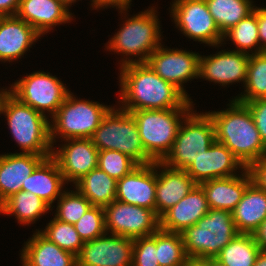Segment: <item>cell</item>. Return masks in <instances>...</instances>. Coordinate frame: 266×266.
<instances>
[{
	"label": "cell",
	"mask_w": 266,
	"mask_h": 266,
	"mask_svg": "<svg viewBox=\"0 0 266 266\" xmlns=\"http://www.w3.org/2000/svg\"><path fill=\"white\" fill-rule=\"evenodd\" d=\"M119 106L131 112L136 110H164L195 108L193 101L172 83L156 74L146 62L130 63L120 67ZM122 105V106H121Z\"/></svg>",
	"instance_id": "1"
},
{
	"label": "cell",
	"mask_w": 266,
	"mask_h": 266,
	"mask_svg": "<svg viewBox=\"0 0 266 266\" xmlns=\"http://www.w3.org/2000/svg\"><path fill=\"white\" fill-rule=\"evenodd\" d=\"M226 110L208 111L215 125L216 141L224 144L247 167L266 156V146L249 108L235 99Z\"/></svg>",
	"instance_id": "2"
},
{
	"label": "cell",
	"mask_w": 266,
	"mask_h": 266,
	"mask_svg": "<svg viewBox=\"0 0 266 266\" xmlns=\"http://www.w3.org/2000/svg\"><path fill=\"white\" fill-rule=\"evenodd\" d=\"M24 154L52 155L50 120L29 105L20 102L8 90L0 93V115Z\"/></svg>",
	"instance_id": "3"
},
{
	"label": "cell",
	"mask_w": 266,
	"mask_h": 266,
	"mask_svg": "<svg viewBox=\"0 0 266 266\" xmlns=\"http://www.w3.org/2000/svg\"><path fill=\"white\" fill-rule=\"evenodd\" d=\"M154 7L125 20L120 30L106 44L109 51L122 54L120 67L130 63L146 62L161 45V27ZM125 54V55H124ZM137 56V59H130ZM129 56V57H127Z\"/></svg>",
	"instance_id": "4"
},
{
	"label": "cell",
	"mask_w": 266,
	"mask_h": 266,
	"mask_svg": "<svg viewBox=\"0 0 266 266\" xmlns=\"http://www.w3.org/2000/svg\"><path fill=\"white\" fill-rule=\"evenodd\" d=\"M239 232L232 218V212L209 209L195 225L186 228L182 239L189 258H215Z\"/></svg>",
	"instance_id": "5"
},
{
	"label": "cell",
	"mask_w": 266,
	"mask_h": 266,
	"mask_svg": "<svg viewBox=\"0 0 266 266\" xmlns=\"http://www.w3.org/2000/svg\"><path fill=\"white\" fill-rule=\"evenodd\" d=\"M90 139L99 151H119L138 165L155 162L142 145L134 117L120 107L115 109L113 106L108 111Z\"/></svg>",
	"instance_id": "6"
},
{
	"label": "cell",
	"mask_w": 266,
	"mask_h": 266,
	"mask_svg": "<svg viewBox=\"0 0 266 266\" xmlns=\"http://www.w3.org/2000/svg\"><path fill=\"white\" fill-rule=\"evenodd\" d=\"M192 109L171 108L130 112L137 123L142 145L155 162L162 161L170 152L182 120Z\"/></svg>",
	"instance_id": "7"
},
{
	"label": "cell",
	"mask_w": 266,
	"mask_h": 266,
	"mask_svg": "<svg viewBox=\"0 0 266 266\" xmlns=\"http://www.w3.org/2000/svg\"><path fill=\"white\" fill-rule=\"evenodd\" d=\"M112 108L96 101L76 99L72 92L49 120L50 141L56 145L55 138H91L104 116ZM58 136V137H57Z\"/></svg>",
	"instance_id": "8"
},
{
	"label": "cell",
	"mask_w": 266,
	"mask_h": 266,
	"mask_svg": "<svg viewBox=\"0 0 266 266\" xmlns=\"http://www.w3.org/2000/svg\"><path fill=\"white\" fill-rule=\"evenodd\" d=\"M215 140V125L208 112L198 114L192 109L184 117L170 152L161 162L186 170Z\"/></svg>",
	"instance_id": "9"
},
{
	"label": "cell",
	"mask_w": 266,
	"mask_h": 266,
	"mask_svg": "<svg viewBox=\"0 0 266 266\" xmlns=\"http://www.w3.org/2000/svg\"><path fill=\"white\" fill-rule=\"evenodd\" d=\"M8 91L20 102L52 118L70 93L66 85L49 72L35 71L14 82ZM50 112V113H49Z\"/></svg>",
	"instance_id": "10"
},
{
	"label": "cell",
	"mask_w": 266,
	"mask_h": 266,
	"mask_svg": "<svg viewBox=\"0 0 266 266\" xmlns=\"http://www.w3.org/2000/svg\"><path fill=\"white\" fill-rule=\"evenodd\" d=\"M170 9L176 27L186 37L212 47L224 44L205 0H174Z\"/></svg>",
	"instance_id": "11"
},
{
	"label": "cell",
	"mask_w": 266,
	"mask_h": 266,
	"mask_svg": "<svg viewBox=\"0 0 266 266\" xmlns=\"http://www.w3.org/2000/svg\"><path fill=\"white\" fill-rule=\"evenodd\" d=\"M106 233L130 238L147 237L160 228L154 210L118 200L103 207Z\"/></svg>",
	"instance_id": "12"
},
{
	"label": "cell",
	"mask_w": 266,
	"mask_h": 266,
	"mask_svg": "<svg viewBox=\"0 0 266 266\" xmlns=\"http://www.w3.org/2000/svg\"><path fill=\"white\" fill-rule=\"evenodd\" d=\"M146 63L165 81L181 90L188 98L184 84L199 78L200 54L180 49L164 48L162 44L152 52Z\"/></svg>",
	"instance_id": "13"
},
{
	"label": "cell",
	"mask_w": 266,
	"mask_h": 266,
	"mask_svg": "<svg viewBox=\"0 0 266 266\" xmlns=\"http://www.w3.org/2000/svg\"><path fill=\"white\" fill-rule=\"evenodd\" d=\"M134 239L105 233L84 242L77 266H132Z\"/></svg>",
	"instance_id": "14"
},
{
	"label": "cell",
	"mask_w": 266,
	"mask_h": 266,
	"mask_svg": "<svg viewBox=\"0 0 266 266\" xmlns=\"http://www.w3.org/2000/svg\"><path fill=\"white\" fill-rule=\"evenodd\" d=\"M66 144L60 149H52L51 157L67 182L75 184L91 170L98 167L99 150L90 138H71L63 140Z\"/></svg>",
	"instance_id": "15"
},
{
	"label": "cell",
	"mask_w": 266,
	"mask_h": 266,
	"mask_svg": "<svg viewBox=\"0 0 266 266\" xmlns=\"http://www.w3.org/2000/svg\"><path fill=\"white\" fill-rule=\"evenodd\" d=\"M249 57L247 53L226 49L209 56L200 55L199 78L221 86L245 84Z\"/></svg>",
	"instance_id": "16"
},
{
	"label": "cell",
	"mask_w": 266,
	"mask_h": 266,
	"mask_svg": "<svg viewBox=\"0 0 266 266\" xmlns=\"http://www.w3.org/2000/svg\"><path fill=\"white\" fill-rule=\"evenodd\" d=\"M245 169L246 167L224 144L215 140L185 171L197 184H200L211 179L238 175L237 170Z\"/></svg>",
	"instance_id": "17"
},
{
	"label": "cell",
	"mask_w": 266,
	"mask_h": 266,
	"mask_svg": "<svg viewBox=\"0 0 266 266\" xmlns=\"http://www.w3.org/2000/svg\"><path fill=\"white\" fill-rule=\"evenodd\" d=\"M156 162L138 165L117 180L116 200L155 211Z\"/></svg>",
	"instance_id": "18"
},
{
	"label": "cell",
	"mask_w": 266,
	"mask_h": 266,
	"mask_svg": "<svg viewBox=\"0 0 266 266\" xmlns=\"http://www.w3.org/2000/svg\"><path fill=\"white\" fill-rule=\"evenodd\" d=\"M196 185L197 183L185 170L171 168L161 161H156L155 213L157 216L160 218Z\"/></svg>",
	"instance_id": "19"
},
{
	"label": "cell",
	"mask_w": 266,
	"mask_h": 266,
	"mask_svg": "<svg viewBox=\"0 0 266 266\" xmlns=\"http://www.w3.org/2000/svg\"><path fill=\"white\" fill-rule=\"evenodd\" d=\"M51 155L7 153L0 155V205L18 193L34 169Z\"/></svg>",
	"instance_id": "20"
},
{
	"label": "cell",
	"mask_w": 266,
	"mask_h": 266,
	"mask_svg": "<svg viewBox=\"0 0 266 266\" xmlns=\"http://www.w3.org/2000/svg\"><path fill=\"white\" fill-rule=\"evenodd\" d=\"M209 209L205 192L197 184L184 198L160 217V229L182 233L186 228L195 225L209 212Z\"/></svg>",
	"instance_id": "21"
},
{
	"label": "cell",
	"mask_w": 266,
	"mask_h": 266,
	"mask_svg": "<svg viewBox=\"0 0 266 266\" xmlns=\"http://www.w3.org/2000/svg\"><path fill=\"white\" fill-rule=\"evenodd\" d=\"M16 16L32 26L41 36L56 25L71 22L73 19L69 8L60 0H20Z\"/></svg>",
	"instance_id": "22"
},
{
	"label": "cell",
	"mask_w": 266,
	"mask_h": 266,
	"mask_svg": "<svg viewBox=\"0 0 266 266\" xmlns=\"http://www.w3.org/2000/svg\"><path fill=\"white\" fill-rule=\"evenodd\" d=\"M40 36L32 26L17 16H1L0 61L13 62L21 58Z\"/></svg>",
	"instance_id": "23"
},
{
	"label": "cell",
	"mask_w": 266,
	"mask_h": 266,
	"mask_svg": "<svg viewBox=\"0 0 266 266\" xmlns=\"http://www.w3.org/2000/svg\"><path fill=\"white\" fill-rule=\"evenodd\" d=\"M239 173L241 175L211 179L199 184L205 192L210 209L233 211L251 183L247 169Z\"/></svg>",
	"instance_id": "24"
},
{
	"label": "cell",
	"mask_w": 266,
	"mask_h": 266,
	"mask_svg": "<svg viewBox=\"0 0 266 266\" xmlns=\"http://www.w3.org/2000/svg\"><path fill=\"white\" fill-rule=\"evenodd\" d=\"M21 250L22 266H77L76 256L49 241L37 229Z\"/></svg>",
	"instance_id": "25"
},
{
	"label": "cell",
	"mask_w": 266,
	"mask_h": 266,
	"mask_svg": "<svg viewBox=\"0 0 266 266\" xmlns=\"http://www.w3.org/2000/svg\"><path fill=\"white\" fill-rule=\"evenodd\" d=\"M65 184L57 162L48 157L34 169L21 190L35 194L52 207L55 200L65 191L62 190Z\"/></svg>",
	"instance_id": "26"
},
{
	"label": "cell",
	"mask_w": 266,
	"mask_h": 266,
	"mask_svg": "<svg viewBox=\"0 0 266 266\" xmlns=\"http://www.w3.org/2000/svg\"><path fill=\"white\" fill-rule=\"evenodd\" d=\"M239 233L253 234L266 219V192L250 183L232 211Z\"/></svg>",
	"instance_id": "27"
},
{
	"label": "cell",
	"mask_w": 266,
	"mask_h": 266,
	"mask_svg": "<svg viewBox=\"0 0 266 266\" xmlns=\"http://www.w3.org/2000/svg\"><path fill=\"white\" fill-rule=\"evenodd\" d=\"M74 185L94 206L104 207L116 200L117 180L99 167L91 170Z\"/></svg>",
	"instance_id": "28"
},
{
	"label": "cell",
	"mask_w": 266,
	"mask_h": 266,
	"mask_svg": "<svg viewBox=\"0 0 266 266\" xmlns=\"http://www.w3.org/2000/svg\"><path fill=\"white\" fill-rule=\"evenodd\" d=\"M46 202L33 193L20 190L11 195L0 205V213L14 215L18 223L28 225L35 223L41 215L52 210Z\"/></svg>",
	"instance_id": "29"
},
{
	"label": "cell",
	"mask_w": 266,
	"mask_h": 266,
	"mask_svg": "<svg viewBox=\"0 0 266 266\" xmlns=\"http://www.w3.org/2000/svg\"><path fill=\"white\" fill-rule=\"evenodd\" d=\"M220 32L224 34L254 11L252 0H205Z\"/></svg>",
	"instance_id": "30"
},
{
	"label": "cell",
	"mask_w": 266,
	"mask_h": 266,
	"mask_svg": "<svg viewBox=\"0 0 266 266\" xmlns=\"http://www.w3.org/2000/svg\"><path fill=\"white\" fill-rule=\"evenodd\" d=\"M260 251L253 234L239 233L215 259L226 266H254Z\"/></svg>",
	"instance_id": "31"
},
{
	"label": "cell",
	"mask_w": 266,
	"mask_h": 266,
	"mask_svg": "<svg viewBox=\"0 0 266 266\" xmlns=\"http://www.w3.org/2000/svg\"><path fill=\"white\" fill-rule=\"evenodd\" d=\"M229 39L231 40L236 49L234 51L244 52L250 55L253 52H264L260 48L259 34H258V22H257V6L254 11L247 17L240 20L235 26L229 29L223 34V42ZM254 49L255 51H252ZM250 50L252 52H250Z\"/></svg>",
	"instance_id": "32"
},
{
	"label": "cell",
	"mask_w": 266,
	"mask_h": 266,
	"mask_svg": "<svg viewBox=\"0 0 266 266\" xmlns=\"http://www.w3.org/2000/svg\"><path fill=\"white\" fill-rule=\"evenodd\" d=\"M243 94L234 99L246 103L266 98V51L250 54Z\"/></svg>",
	"instance_id": "33"
},
{
	"label": "cell",
	"mask_w": 266,
	"mask_h": 266,
	"mask_svg": "<svg viewBox=\"0 0 266 266\" xmlns=\"http://www.w3.org/2000/svg\"><path fill=\"white\" fill-rule=\"evenodd\" d=\"M156 251L159 266H185L188 256L181 233L156 231Z\"/></svg>",
	"instance_id": "34"
},
{
	"label": "cell",
	"mask_w": 266,
	"mask_h": 266,
	"mask_svg": "<svg viewBox=\"0 0 266 266\" xmlns=\"http://www.w3.org/2000/svg\"><path fill=\"white\" fill-rule=\"evenodd\" d=\"M44 230H38L49 241L55 243L61 249L69 251L77 256L84 245L83 240L74 228L73 224L62 222L52 218Z\"/></svg>",
	"instance_id": "35"
},
{
	"label": "cell",
	"mask_w": 266,
	"mask_h": 266,
	"mask_svg": "<svg viewBox=\"0 0 266 266\" xmlns=\"http://www.w3.org/2000/svg\"><path fill=\"white\" fill-rule=\"evenodd\" d=\"M57 201L55 218L73 225L80 220L92 206L88 199L77 189L75 191H66L65 189Z\"/></svg>",
	"instance_id": "36"
},
{
	"label": "cell",
	"mask_w": 266,
	"mask_h": 266,
	"mask_svg": "<svg viewBox=\"0 0 266 266\" xmlns=\"http://www.w3.org/2000/svg\"><path fill=\"white\" fill-rule=\"evenodd\" d=\"M138 164L128 155L116 150H102L98 153V167L116 180L129 174Z\"/></svg>",
	"instance_id": "37"
},
{
	"label": "cell",
	"mask_w": 266,
	"mask_h": 266,
	"mask_svg": "<svg viewBox=\"0 0 266 266\" xmlns=\"http://www.w3.org/2000/svg\"><path fill=\"white\" fill-rule=\"evenodd\" d=\"M83 242L92 241L106 233L104 209L92 205L83 217L74 224Z\"/></svg>",
	"instance_id": "38"
},
{
	"label": "cell",
	"mask_w": 266,
	"mask_h": 266,
	"mask_svg": "<svg viewBox=\"0 0 266 266\" xmlns=\"http://www.w3.org/2000/svg\"><path fill=\"white\" fill-rule=\"evenodd\" d=\"M156 232L134 239L132 266H159L156 251Z\"/></svg>",
	"instance_id": "39"
},
{
	"label": "cell",
	"mask_w": 266,
	"mask_h": 266,
	"mask_svg": "<svg viewBox=\"0 0 266 266\" xmlns=\"http://www.w3.org/2000/svg\"><path fill=\"white\" fill-rule=\"evenodd\" d=\"M244 104L249 108L260 138L266 146V98L249 101Z\"/></svg>",
	"instance_id": "40"
},
{
	"label": "cell",
	"mask_w": 266,
	"mask_h": 266,
	"mask_svg": "<svg viewBox=\"0 0 266 266\" xmlns=\"http://www.w3.org/2000/svg\"><path fill=\"white\" fill-rule=\"evenodd\" d=\"M246 169L250 175L251 183L266 192V156L250 163Z\"/></svg>",
	"instance_id": "41"
},
{
	"label": "cell",
	"mask_w": 266,
	"mask_h": 266,
	"mask_svg": "<svg viewBox=\"0 0 266 266\" xmlns=\"http://www.w3.org/2000/svg\"><path fill=\"white\" fill-rule=\"evenodd\" d=\"M257 22L260 48L266 51V8L257 7Z\"/></svg>",
	"instance_id": "42"
},
{
	"label": "cell",
	"mask_w": 266,
	"mask_h": 266,
	"mask_svg": "<svg viewBox=\"0 0 266 266\" xmlns=\"http://www.w3.org/2000/svg\"><path fill=\"white\" fill-rule=\"evenodd\" d=\"M20 0H0V16H16Z\"/></svg>",
	"instance_id": "43"
},
{
	"label": "cell",
	"mask_w": 266,
	"mask_h": 266,
	"mask_svg": "<svg viewBox=\"0 0 266 266\" xmlns=\"http://www.w3.org/2000/svg\"><path fill=\"white\" fill-rule=\"evenodd\" d=\"M105 8L107 7H116L118 11L120 10L119 13H127L128 8L130 9L131 1L132 0H98Z\"/></svg>",
	"instance_id": "44"
},
{
	"label": "cell",
	"mask_w": 266,
	"mask_h": 266,
	"mask_svg": "<svg viewBox=\"0 0 266 266\" xmlns=\"http://www.w3.org/2000/svg\"><path fill=\"white\" fill-rule=\"evenodd\" d=\"M256 243L262 251H266V219L259 226V228L253 233Z\"/></svg>",
	"instance_id": "45"
},
{
	"label": "cell",
	"mask_w": 266,
	"mask_h": 266,
	"mask_svg": "<svg viewBox=\"0 0 266 266\" xmlns=\"http://www.w3.org/2000/svg\"><path fill=\"white\" fill-rule=\"evenodd\" d=\"M185 266H209V258H188Z\"/></svg>",
	"instance_id": "46"
},
{
	"label": "cell",
	"mask_w": 266,
	"mask_h": 266,
	"mask_svg": "<svg viewBox=\"0 0 266 266\" xmlns=\"http://www.w3.org/2000/svg\"><path fill=\"white\" fill-rule=\"evenodd\" d=\"M64 5H66L68 8L71 7L72 4L76 2V0H60ZM91 6L95 10L97 8H105L98 0H92L91 1Z\"/></svg>",
	"instance_id": "47"
},
{
	"label": "cell",
	"mask_w": 266,
	"mask_h": 266,
	"mask_svg": "<svg viewBox=\"0 0 266 266\" xmlns=\"http://www.w3.org/2000/svg\"><path fill=\"white\" fill-rule=\"evenodd\" d=\"M254 266H266V251H260Z\"/></svg>",
	"instance_id": "48"
},
{
	"label": "cell",
	"mask_w": 266,
	"mask_h": 266,
	"mask_svg": "<svg viewBox=\"0 0 266 266\" xmlns=\"http://www.w3.org/2000/svg\"><path fill=\"white\" fill-rule=\"evenodd\" d=\"M209 266H226L215 258H209Z\"/></svg>",
	"instance_id": "49"
}]
</instances>
